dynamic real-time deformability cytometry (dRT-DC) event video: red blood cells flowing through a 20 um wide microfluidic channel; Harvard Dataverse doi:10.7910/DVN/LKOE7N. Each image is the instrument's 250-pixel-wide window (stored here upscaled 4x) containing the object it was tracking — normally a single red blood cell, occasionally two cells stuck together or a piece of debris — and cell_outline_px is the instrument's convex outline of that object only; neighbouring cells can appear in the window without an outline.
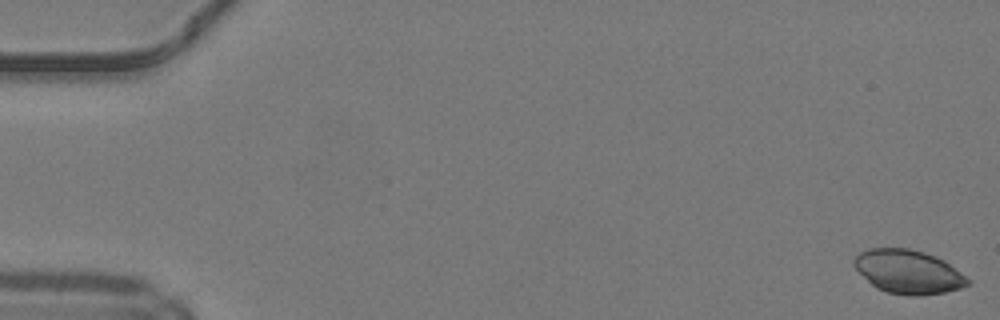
{"species": "common noctule bat (a hibernating species)", "species_latin": "Nyctalus noctula", "temperature_condition": "warm", "stored_images_in_passage": 49, "camera_frame_rate_fps": 3000, "um_per_image_px": 0.085, "animal": {"sex": "male", "body_mass_g": 19.2, "forearm_length_mm": 51.8}, "frame": {"image": 1, "passage_image": 1, "time_ms": 0.0, "image_size_px": [1000, 320], "cell_outline_px": [[972, 284], [960, 288], [944, 292], [916, 296], [908, 296], [888, 292], [876, 288], [852, 264], [852, 260], [860, 252], [868, 248], [908, 248], [924, 252], [936, 256], [944, 260], [972, 280]], "centroid_in_image_um": [77.23, 23.09], "position_along_channel_um": 7.8, "area_um2": 29.02}}
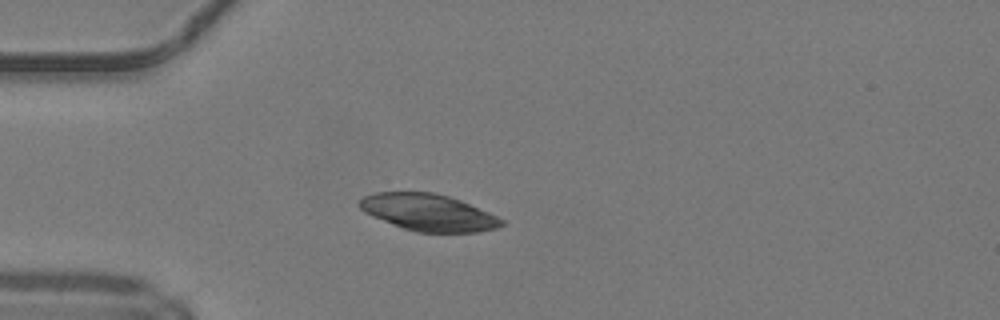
{"frame": {"image": 2, "passage_image": 14, "time_ms": 4.333, "image_size_px": [1000, 320], "cell_outline_px": [[504, 224], [496, 228], [480, 232], [416, 232], [404, 228], [372, 216], [364, 212], [360, 208], [360, 200], [364, 196], [376, 192], [432, 192], [448, 196], [460, 200], [488, 212], [504, 220]], "centroid_in_image_um": [36.42, 18.06], "position_along_channel_um": 48.6, "area_um2": 30.17}}